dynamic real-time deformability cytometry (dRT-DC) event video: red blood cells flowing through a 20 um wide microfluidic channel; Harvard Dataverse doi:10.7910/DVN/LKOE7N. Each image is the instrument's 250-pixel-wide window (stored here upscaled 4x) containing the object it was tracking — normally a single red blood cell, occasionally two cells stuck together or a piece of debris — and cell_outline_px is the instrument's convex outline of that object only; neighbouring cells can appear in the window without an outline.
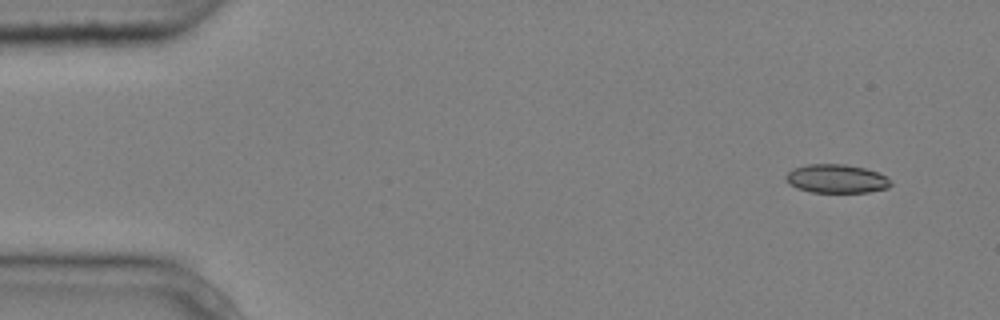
{"species": "common noctule bat (a hibernating species)", "species_latin": "Nyctalus noctula", "temperature_condition": "cold", "stored_images_in_passage": 8, "camera_frame_rate_fps": 3000, "um_per_image_px": 0.085, "animal": {"sex": "male", "body_mass_g": 20.4}, "frame": {"image": 1, "passage_image": 1, "time_ms": 0.0, "image_size_px": [1000, 320], "cell_outline_px": [[892, 184], [888, 188], [868, 192], [812, 192], [796, 188], [788, 184], [784, 176], [792, 168], [808, 164], [844, 164], [864, 168], [876, 172], [884, 176]], "centroid_in_image_um": [71.04, 15.19], "position_along_channel_um": 14.0, "area_um2": 17.46}}
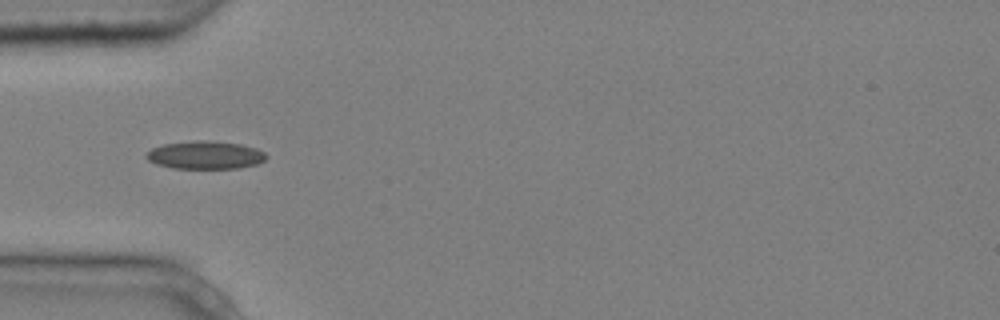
{"frame": {"image": 2, "passage_image": 4, "time_ms": 1.0, "image_size_px": [1000, 320], "cell_outline_px": [[268, 156], [264, 160], [256, 164], [240, 168], [172, 168], [156, 164], [148, 160], [144, 156], [152, 148], [164, 144], [196, 140], [240, 144], [256, 148], [264, 152]], "centroid_in_image_um": [17.43, 13.19], "position_along_channel_um": 67.6, "area_um2": 19.36}}
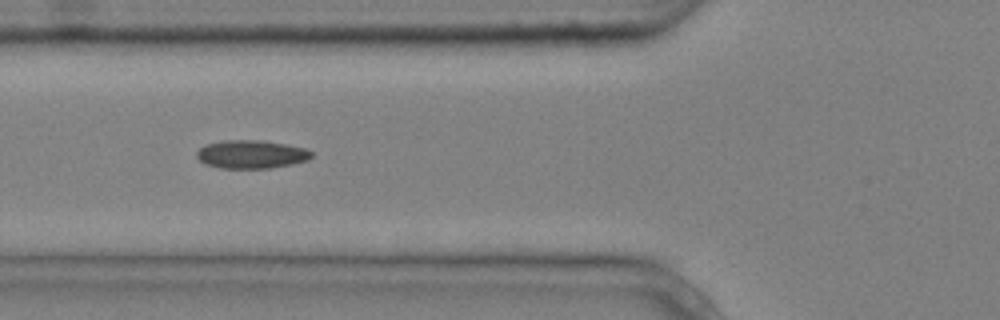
{"frame": {"image": 3, "passage_image": 5, "time_ms": 1.333, "image_size_px": [1000, 320], "cell_outline_px": [[312, 156], [308, 160], [292, 164], [268, 168], [220, 168], [204, 164], [196, 156], [196, 152], [204, 144], [224, 140], [260, 140], [284, 144], [304, 148], [312, 152]], "centroid_in_image_um": [21.32, 13.11], "position_along_channel_um": 104.5, "area_um2": 18.9}}